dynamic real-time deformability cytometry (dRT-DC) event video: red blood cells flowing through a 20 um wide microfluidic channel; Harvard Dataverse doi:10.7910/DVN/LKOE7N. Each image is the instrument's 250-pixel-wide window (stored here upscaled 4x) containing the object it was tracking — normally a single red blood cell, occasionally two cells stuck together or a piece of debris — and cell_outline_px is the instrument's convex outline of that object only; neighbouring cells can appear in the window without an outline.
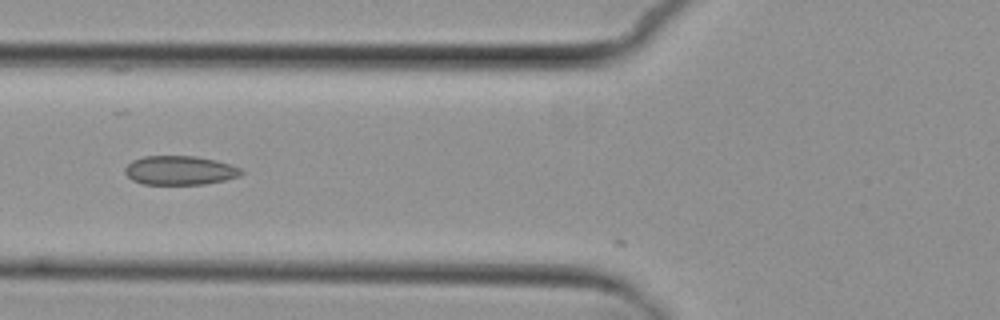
{"species": "common noctule bat (a hibernating species)", "species_latin": "Nyctalus noctula", "temperature_condition": "cold", "stored_images_in_passage": 5, "camera_frame_rate_fps": 3000, "um_per_image_px": 0.085, "animal": {"sex": "female", "body_mass_g": 29.2, "forearm_length_mm": 56.3}, "frame": {"image": 1, "passage_image": 4, "time_ms": 3.667, "image_size_px": [1000, 320], "cell_outline_px": [[244, 172], [240, 176], [224, 180], [204, 184], [144, 184], [132, 180], [124, 172], [124, 168], [132, 160], [144, 156], [196, 156], [216, 160], [232, 164], [240, 168]], "centroid_in_image_um": [15.29, 14.47], "position_along_channel_um": 110.5, "area_um2": 19.77}}